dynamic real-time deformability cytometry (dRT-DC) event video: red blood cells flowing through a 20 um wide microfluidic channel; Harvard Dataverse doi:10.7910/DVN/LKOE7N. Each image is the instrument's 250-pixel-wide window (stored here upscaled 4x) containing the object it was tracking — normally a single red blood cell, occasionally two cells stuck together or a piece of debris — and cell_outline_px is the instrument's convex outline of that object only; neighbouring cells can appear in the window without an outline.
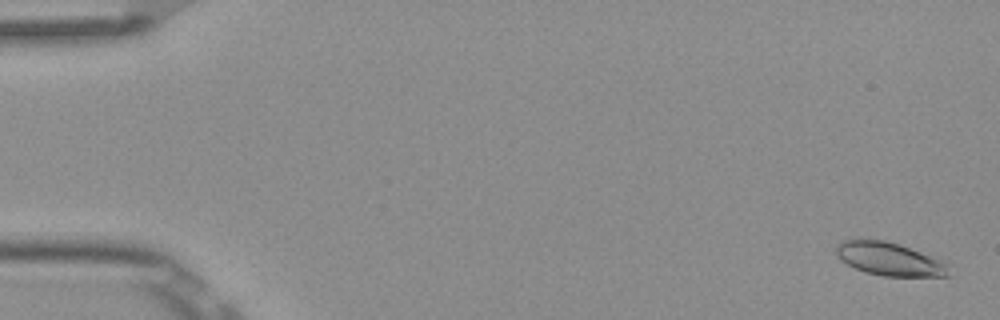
{"species": "Egyptian fruit bat (a non-hibernating species)", "species_latin": "Rousettus aegyptiacus", "temperature_condition": "room temperature", "stored_images_in_passage": 5, "camera_frame_rate_fps": 3000, "um_per_image_px": 0.085, "frame": {"image": 1, "passage_image": 1, "time_ms": 0.0, "image_size_px": [1000, 320], "cell_outline_px": [[948, 276], [884, 276], [868, 272], [856, 268], [840, 260], [836, 256], [836, 244], [844, 240], [884, 240], [908, 248], [940, 260], [948, 264]], "centroid_in_image_um": [75.55, 22.02], "position_along_channel_um": 9.4, "area_um2": 21.15}}
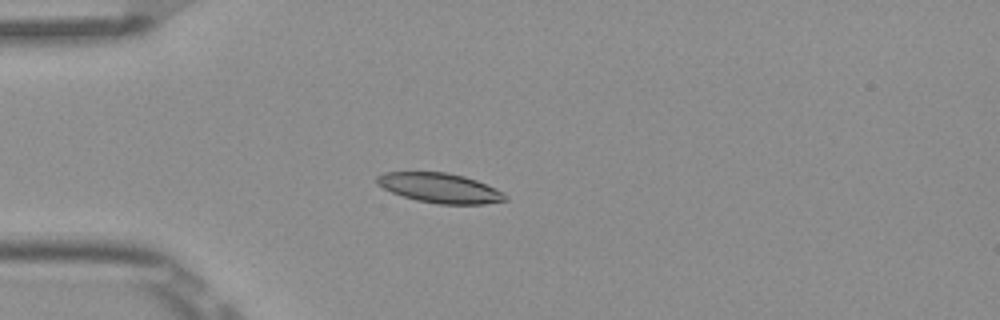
{"frame": {"image": 2, "passage_image": 4, "time_ms": 1.0, "image_size_px": [1000, 320], "cell_outline_px": [[508, 200], [484, 204], [440, 204], [416, 200], [392, 192], [376, 184], [376, 176], [384, 172], [444, 172], [464, 176], [476, 180], [496, 188], [504, 192], [508, 196]], "centroid_in_image_um": [37.41, 15.98], "position_along_channel_um": 47.6, "area_um2": 22.25}}